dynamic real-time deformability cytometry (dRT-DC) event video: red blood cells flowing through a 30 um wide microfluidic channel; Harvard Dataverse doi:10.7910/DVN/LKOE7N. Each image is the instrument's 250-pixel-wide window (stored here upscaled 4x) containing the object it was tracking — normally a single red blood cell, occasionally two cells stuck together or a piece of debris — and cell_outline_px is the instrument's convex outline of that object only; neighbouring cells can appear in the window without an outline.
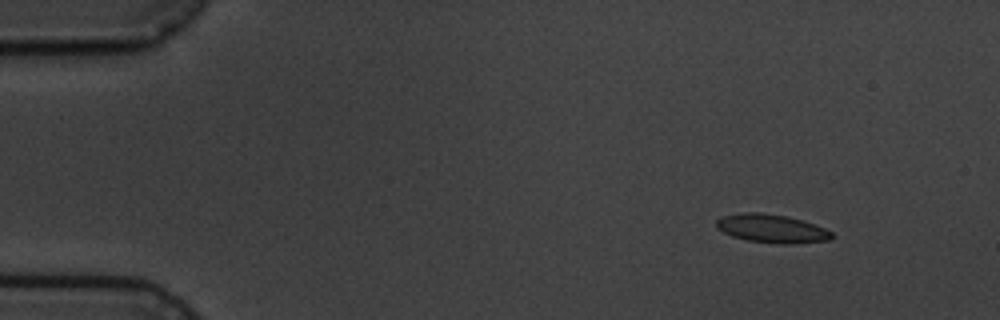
{"species": "common noctule bat (a hibernating species)", "species_latin": "Nyctalus noctula", "temperature_condition": "cold", "stored_images_in_passage": 4, "camera_frame_rate_fps": 3000, "um_per_image_px": 0.085, "animal": {"sex": "male", "body_mass_g": 19.5, "forearm_length_mm": 54.6}, "frame": {"image": 1, "passage_image": 1, "time_ms": 0.0, "image_size_px": [1000, 320], "cell_outline_px": [[832, 240], [792, 244], [780, 244], [748, 240], [732, 236], [716, 228], [716, 220], [724, 216], [740, 212], [760, 212], [784, 216], [816, 224], [832, 232]], "centroid_in_image_um": [65.6, 19.43], "position_along_channel_um": 19.4, "area_um2": 19.07}}